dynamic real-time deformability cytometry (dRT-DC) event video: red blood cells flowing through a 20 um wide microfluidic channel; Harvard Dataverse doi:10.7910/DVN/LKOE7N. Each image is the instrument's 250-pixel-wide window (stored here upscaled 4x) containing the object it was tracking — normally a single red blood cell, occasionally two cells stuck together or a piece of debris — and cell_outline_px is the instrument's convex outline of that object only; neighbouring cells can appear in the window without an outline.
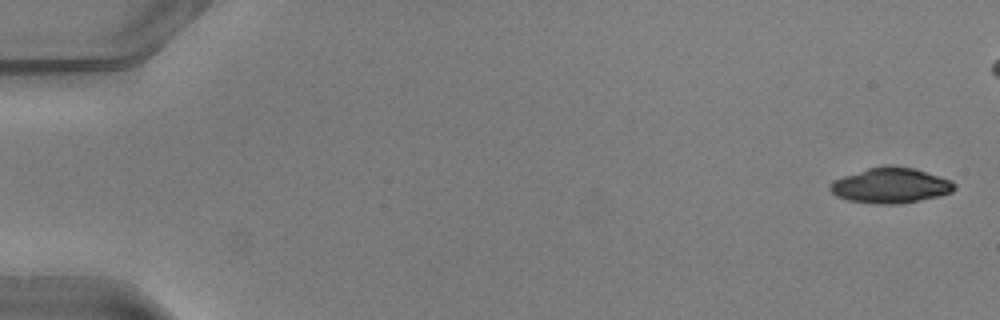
{"species": "common noctule bat (a hibernating species)", "species_latin": "Nyctalus noctula", "temperature_condition": "warm", "stored_images_in_passage": 2, "camera_frame_rate_fps": 3000, "um_per_image_px": 0.085, "animal": {"sex": "male", "body_mass_g": 20.5, "forearm_length_mm": 52.5}, "frame": {"image": 1, "passage_image": 2, "time_ms": 0.333, "image_size_px": [1000, 320], "cell_outline_px": [[956, 188], [952, 192], [940, 196], [900, 204], [872, 204], [848, 200], [836, 196], [828, 188], [828, 184], [832, 180], [868, 168], [884, 164], [892, 164], [912, 168], [952, 180], [956, 184]], "centroid_in_image_um": [75.69, 15.76], "position_along_channel_um": 9.3, "area_um2": 25.95}}